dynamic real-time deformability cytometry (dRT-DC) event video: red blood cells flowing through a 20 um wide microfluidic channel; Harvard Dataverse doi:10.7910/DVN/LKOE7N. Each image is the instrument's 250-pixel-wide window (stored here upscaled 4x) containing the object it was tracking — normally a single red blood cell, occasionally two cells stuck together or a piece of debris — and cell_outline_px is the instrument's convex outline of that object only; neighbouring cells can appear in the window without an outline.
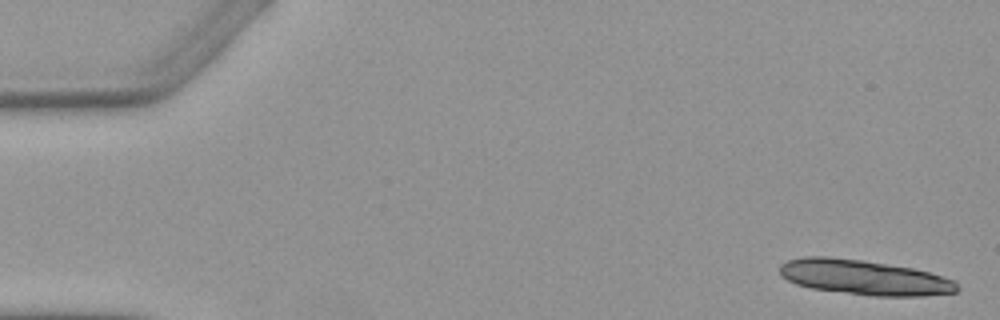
{"species": "Egyptian fruit bat (a non-hibernating species)", "species_latin": "Rousettus aegyptiacus", "temperature_condition": "warm", "stored_images_in_passage": 3, "camera_frame_rate_fps": 3000, "um_per_image_px": 0.085, "animal": {"sex": "female"}, "frame": {"image": 1, "passage_image": 1, "time_ms": 0.0, "image_size_px": [1000, 320], "cell_outline_px": [[960, 288], [956, 292], [924, 296], [872, 296], [812, 288], [796, 284], [788, 280], [780, 272], [780, 264], [788, 260], [804, 256], [828, 256], [864, 260], [912, 268], [928, 272], [956, 280]], "centroid_in_image_um": [73.49, 23.57], "position_along_channel_um": 11.5, "area_um2": 36.18}}